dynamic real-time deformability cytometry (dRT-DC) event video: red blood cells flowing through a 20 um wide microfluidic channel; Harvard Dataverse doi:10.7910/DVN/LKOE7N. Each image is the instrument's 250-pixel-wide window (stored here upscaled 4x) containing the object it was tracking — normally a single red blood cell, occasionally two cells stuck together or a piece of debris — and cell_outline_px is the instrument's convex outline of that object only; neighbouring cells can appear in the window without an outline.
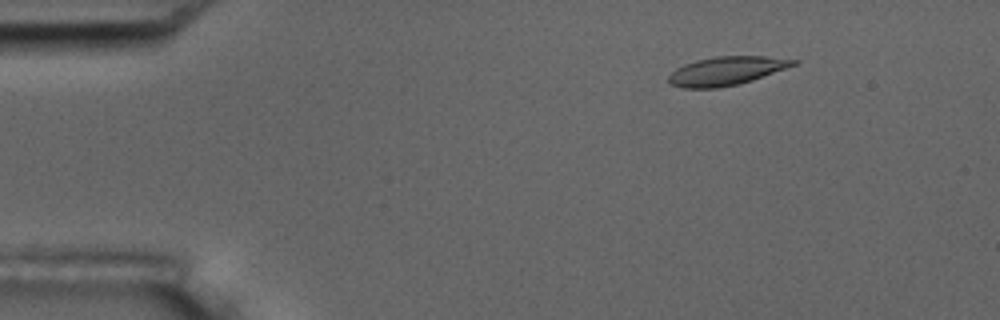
{"species": "common noctule bat (a hibernating species)", "species_latin": "Nyctalus noctula", "temperature_condition": "room temperature", "stored_images_in_passage": 7, "camera_frame_rate_fps": 3000, "um_per_image_px": 0.085, "animal": {"sex": "male", "body_mass_g": 17.5, "forearm_length_mm": 52.3}, "frame": {"image": 1, "passage_image": 3, "time_ms": 2.0, "image_size_px": [1000, 320], "cell_outline_px": [[800, 60], [796, 64], [752, 80], [740, 84], [720, 88], [680, 88], [668, 84], [668, 76], [676, 68], [684, 64], [696, 60], [716, 56], [764, 56]], "centroid_in_image_um": [61.69, 6.03], "position_along_channel_um": 23.3, "area_um2": 20.87}}
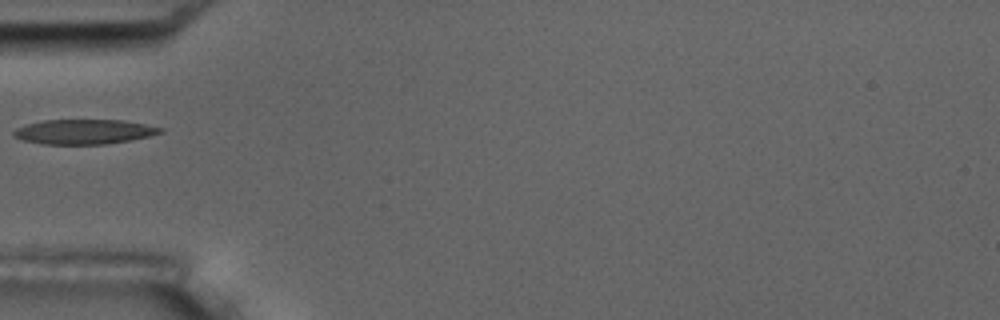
{"frame": {"image": 2, "passage_image": 6, "time_ms": 5.667, "image_size_px": [1000, 320], "cell_outline_px": [[164, 132], [148, 136], [128, 140], [104, 144], [40, 144], [20, 140], [12, 136], [12, 132], [16, 128], [24, 124], [44, 120], [124, 120], [164, 128]], "centroid_in_image_um": [7.07, 11.19], "position_along_channel_um": 77.9, "area_um2": 21.27}}